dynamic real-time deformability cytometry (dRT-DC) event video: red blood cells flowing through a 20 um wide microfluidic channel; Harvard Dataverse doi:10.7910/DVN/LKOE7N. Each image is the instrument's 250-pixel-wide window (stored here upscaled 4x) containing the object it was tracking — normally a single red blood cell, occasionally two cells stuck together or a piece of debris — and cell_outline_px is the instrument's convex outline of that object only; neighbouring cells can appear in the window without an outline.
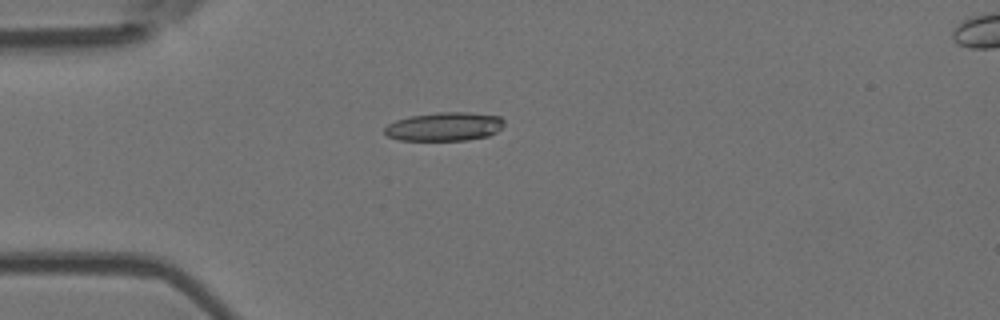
{"species": "Egyptian fruit bat (a non-hibernating species)", "species_latin": "Rousettus aegyptiacus", "temperature_condition": "room temperature", "stored_images_in_passage": 5, "camera_frame_rate_fps": 3000, "um_per_image_px": 0.085, "animal": {"sex": "female"}, "frame": {"image": 1, "passage_image": 4, "time_ms": 1.0, "image_size_px": [1000, 320], "cell_outline_px": [[504, 124], [496, 132], [488, 136], [468, 140], [400, 140], [388, 136], [384, 132], [384, 128], [388, 124], [396, 120], [408, 116], [436, 112], [468, 112], [500, 116], [504, 120]], "centroid_in_image_um": [37.77, 10.75], "position_along_channel_um": 47.2, "area_um2": 20.06}}